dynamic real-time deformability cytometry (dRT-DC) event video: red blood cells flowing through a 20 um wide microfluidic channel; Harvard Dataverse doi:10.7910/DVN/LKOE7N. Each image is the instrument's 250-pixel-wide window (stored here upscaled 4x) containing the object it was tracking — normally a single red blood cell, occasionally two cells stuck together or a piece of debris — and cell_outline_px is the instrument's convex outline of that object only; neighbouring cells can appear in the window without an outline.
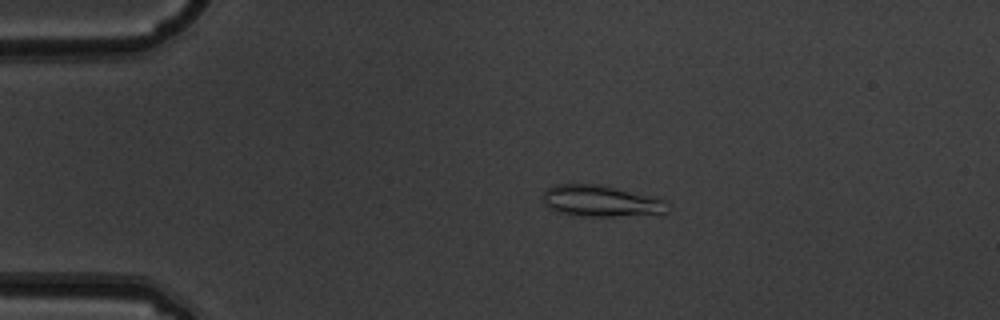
{"species": "common noctule bat (a hibernating species)", "species_latin": "Nyctalus noctula", "temperature_condition": "warm", "stored_images_in_passage": 7, "camera_frame_rate_fps": 3000, "um_per_image_px": 0.085, "animal": {"sex": "male", "body_mass_g": 19.5, "forearm_length_mm": 54.6}, "frame": {"image": 1, "passage_image": 3, "time_ms": 0.667, "image_size_px": [1000, 320], "cell_outline_px": [[672, 204], [668, 212], [616, 216], [580, 216], [556, 212], [548, 208], [544, 204], [544, 192], [548, 188], [556, 184], [600, 184], [668, 200]], "centroid_in_image_um": [51.1, 17.09], "position_along_channel_um": 33.9, "area_um2": 22.89}}
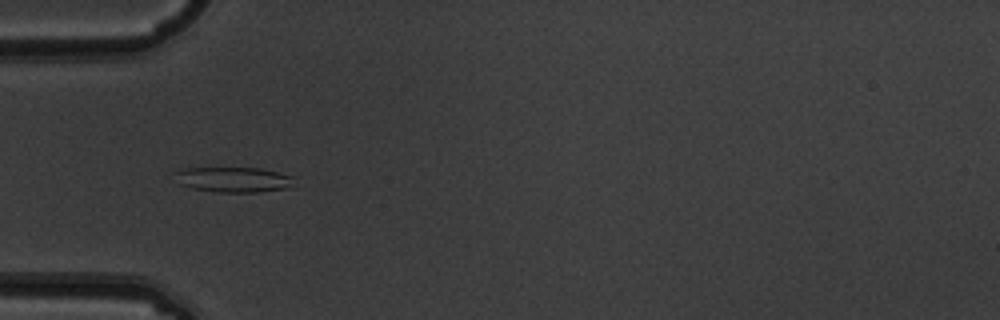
{"frame": {"image": 2, "passage_image": 5, "time_ms": 1.333, "image_size_px": [1000, 320], "cell_outline_px": [[296, 176], [288, 188], [256, 192], [216, 192], [192, 188], [180, 184], [172, 172], [180, 168], [260, 168]], "centroid_in_image_um": [19.82, 15.25], "position_along_channel_um": 65.2, "area_um2": 17.63}}
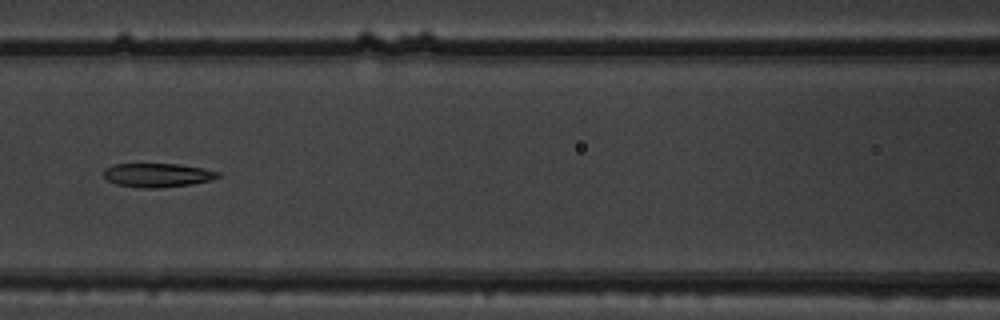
{"frame": {"image": 3, "passage_image": 7, "time_ms": 2.0, "image_size_px": [1000, 320], "cell_outline_px": [[220, 176], [208, 180], [192, 184], [156, 188], [140, 188], [116, 184], [108, 180], [104, 176], [104, 168], [112, 164], [180, 164], [204, 168], [220, 172]], "centroid_in_image_um": [13.37, 14.88], "position_along_channel_um": 153.2, "area_um2": 15.9}}